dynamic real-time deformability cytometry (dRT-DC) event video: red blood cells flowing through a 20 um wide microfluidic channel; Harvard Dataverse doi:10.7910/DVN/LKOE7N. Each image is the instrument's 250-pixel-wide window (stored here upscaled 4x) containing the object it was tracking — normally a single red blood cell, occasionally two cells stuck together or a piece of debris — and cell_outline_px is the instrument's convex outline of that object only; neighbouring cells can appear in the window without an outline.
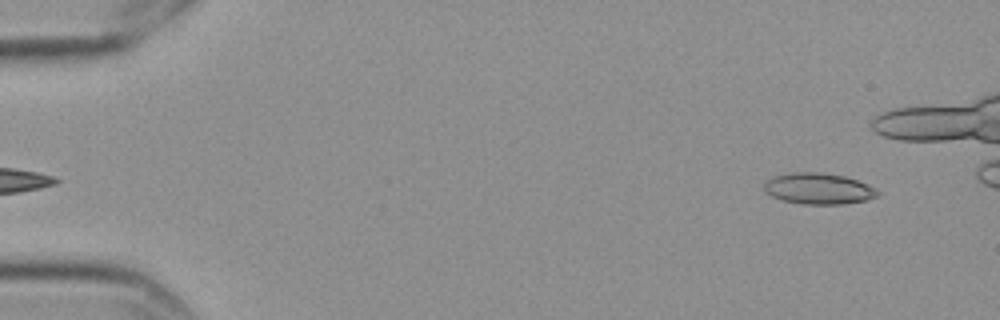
{"species": "Egyptian fruit bat (a non-hibernating species)", "species_latin": "Rousettus aegyptiacus", "temperature_condition": "cold", "stored_images_in_passage": 6, "camera_frame_rate_fps": 3000, "um_per_image_px": 0.085, "frame": {"image": 1, "passage_image": 6, "time_ms": 1.667, "image_size_px": [1000, 320], "cell_outline_px": [[880, 192], [876, 196], [868, 200], [840, 204], [804, 204], [784, 200], [772, 196], [764, 192], [764, 184], [772, 176], [792, 172], [820, 172], [844, 176], [868, 184], [876, 188]], "centroid_in_image_um": [69.57, 16.03], "position_along_channel_um": 15.4, "area_um2": 20.58}}